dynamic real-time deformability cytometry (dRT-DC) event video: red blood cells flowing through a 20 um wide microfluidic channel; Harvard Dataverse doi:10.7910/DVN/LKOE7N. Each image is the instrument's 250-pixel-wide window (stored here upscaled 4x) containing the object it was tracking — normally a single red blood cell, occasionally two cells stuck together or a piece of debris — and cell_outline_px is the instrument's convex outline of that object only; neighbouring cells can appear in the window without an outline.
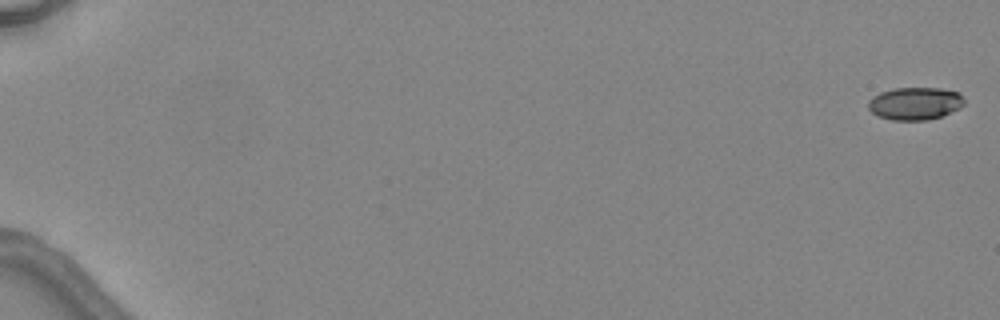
{"species": "common noctule bat (a hibernating species)", "species_latin": "Nyctalus noctula", "temperature_condition": "warm", "stored_images_in_passage": 6, "camera_frame_rate_fps": 3000, "um_per_image_px": 0.085, "animal": {"sex": "female", "body_mass_g": 24.6, "forearm_length_mm": 56.2}, "frame": {"image": 1, "passage_image": 1, "time_ms": 0.0, "image_size_px": [1000, 320], "cell_outline_px": [[964, 104], [960, 108], [940, 116], [928, 120], [892, 120], [876, 116], [868, 108], [868, 100], [872, 96], [880, 92], [896, 88], [940, 88], [960, 92], [964, 96]], "centroid_in_image_um": [77.77, 8.79], "position_along_channel_um": 7.2, "area_um2": 18.44}}
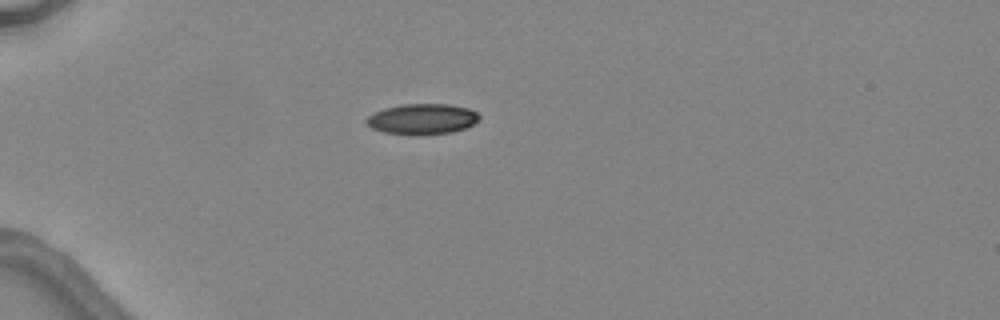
{"frame": {"image": 2, "passage_image": 5, "time_ms": 5.0, "image_size_px": [1000, 320], "cell_outline_px": [[480, 120], [468, 128], [452, 132], [416, 136], [412, 136], [384, 132], [372, 128], [364, 120], [372, 112], [384, 108], [404, 104], [448, 104], [468, 108], [476, 112], [480, 116]], "centroid_in_image_um": [35.9, 10.13], "position_along_channel_um": 49.1, "area_um2": 20.52}}